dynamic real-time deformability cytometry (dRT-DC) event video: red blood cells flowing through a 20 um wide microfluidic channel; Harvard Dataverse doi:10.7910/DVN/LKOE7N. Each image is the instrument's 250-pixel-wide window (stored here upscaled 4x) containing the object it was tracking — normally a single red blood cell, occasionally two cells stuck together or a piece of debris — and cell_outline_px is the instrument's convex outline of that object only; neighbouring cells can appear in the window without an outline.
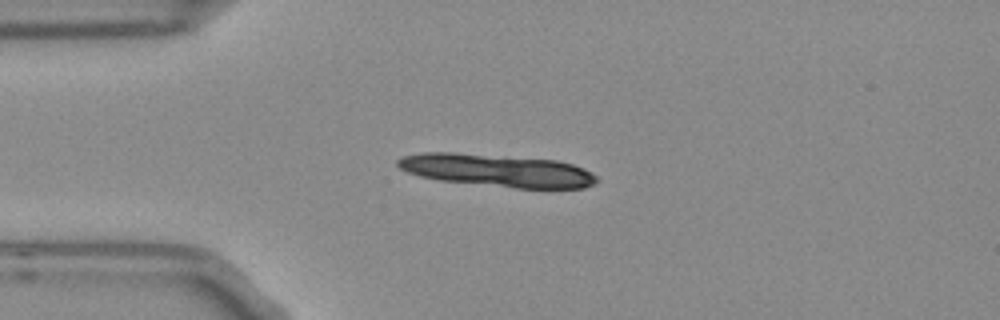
{"species": "Egyptian fruit bat (a non-hibernating species)", "species_latin": "Rousettus aegyptiacus", "temperature_condition": "room temperature", "stored_images_in_passage": 2, "camera_frame_rate_fps": 3000, "um_per_image_px": 0.085, "frame": {"image": 1, "passage_image": 1, "time_ms": 0.0, "image_size_px": [1000, 320], "cell_outline_px": [[600, 180], [584, 188], [516, 188], [440, 180], [420, 176], [408, 172], [400, 168], [396, 164], [396, 160], [404, 156], [420, 152], [452, 152], [556, 160], [572, 164], [584, 168], [596, 176]], "centroid_in_image_um": [42.25, 14.48], "position_along_channel_um": 42.7, "area_um2": 37.63}}